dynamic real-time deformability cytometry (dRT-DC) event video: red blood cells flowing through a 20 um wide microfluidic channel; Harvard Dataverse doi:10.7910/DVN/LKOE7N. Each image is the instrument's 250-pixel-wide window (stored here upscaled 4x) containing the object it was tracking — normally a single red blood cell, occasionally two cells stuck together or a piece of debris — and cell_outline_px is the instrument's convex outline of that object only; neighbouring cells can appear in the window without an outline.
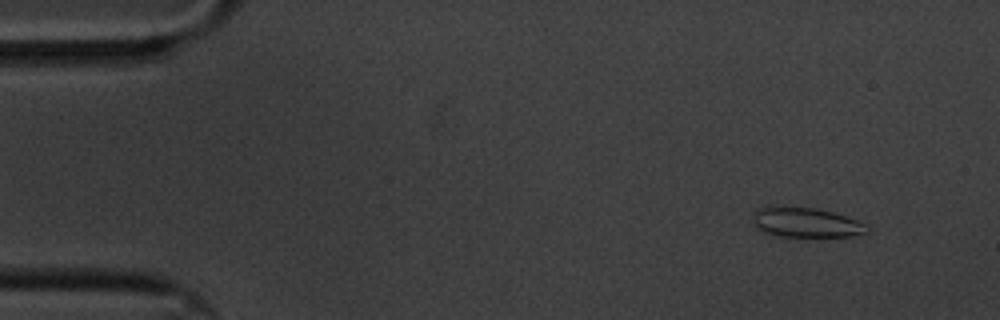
{"species": "common noctule bat (a hibernating species)", "species_latin": "Nyctalus noctula", "temperature_condition": "cold", "stored_images_in_passage": 56, "camera_frame_rate_fps": 3000, "um_per_image_px": 0.085, "animal": {"sex": "male", "body_mass_g": 20.1, "forearm_length_mm": 53.5}, "frame": {"image": 1, "passage_image": 1, "time_ms": 0.0, "image_size_px": [1000, 320], "cell_outline_px": [[868, 232], [852, 236], [772, 236], [756, 228], [752, 224], [756, 208], [768, 204], [816, 208], [832, 212], [868, 224]], "centroid_in_image_um": [68.42, 18.88], "position_along_channel_um": 16.6, "area_um2": 20.29}}
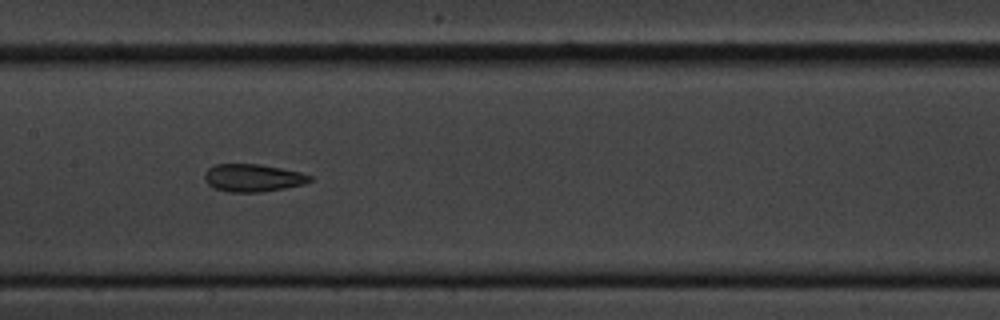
{"frame": {"image": 2, "passage_image": 25, "time_ms": 8.0, "image_size_px": [1000, 320], "cell_outline_px": [[312, 180], [304, 184], [284, 188], [260, 192], [228, 192], [216, 188], [208, 184], [204, 180], [204, 172], [208, 168], [216, 164], [260, 164], [300, 172], [312, 176]], "centroid_in_image_um": [21.48, 15.11], "position_along_channel_um": 185.9, "area_um2": 16.94}}
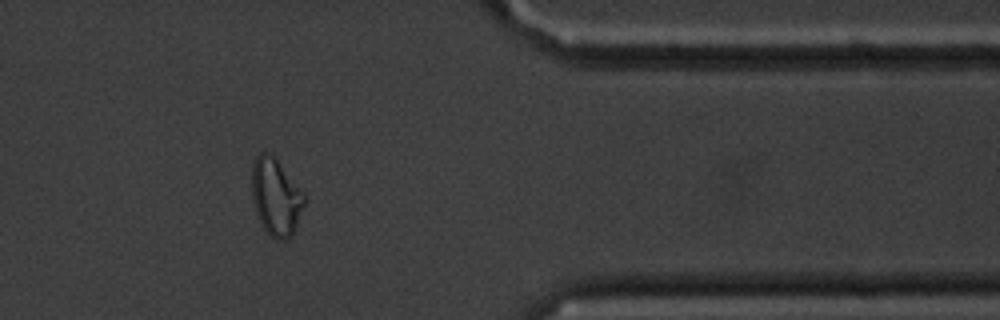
{"frame": {"image": 3, "passage_image": 45, "time_ms": 14.667, "image_size_px": [1000, 320], "cell_outline_px": [[308, 200], [296, 228], [288, 240], [276, 240], [264, 228], [256, 212], [252, 200], [252, 164], [256, 156], [260, 152], [268, 152], [276, 156], [304, 192]], "centroid_in_image_um": [23.49, 16.71], "position_along_channel_um": 387.9, "area_um2": 24.22}, "authors_computed_cell_mechanics": {"area_um2": 18.3515, "velocity_mm_per_s": 3.3117, "shape_relaxation_time_tau1_ms": null, "shape_relaxation_time_tau2_ms": 2.8517, "deformation_change_tau1": null, "deformation_change_tau2": 0.1124}}